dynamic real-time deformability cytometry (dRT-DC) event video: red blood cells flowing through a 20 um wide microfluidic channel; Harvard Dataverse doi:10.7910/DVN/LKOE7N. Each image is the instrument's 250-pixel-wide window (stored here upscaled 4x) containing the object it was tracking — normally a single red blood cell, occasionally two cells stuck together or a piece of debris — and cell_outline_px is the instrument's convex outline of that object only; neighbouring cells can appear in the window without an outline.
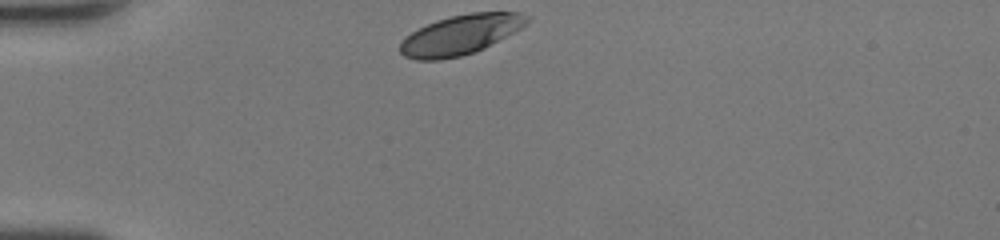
{"species": "human", "species_latin": "Homo sapiens", "temperature_condition": "room temperature", "stored_images_in_passage": 27, "camera_frame_rate_fps": 3000, "um_per_image_px": 0.085, "donor": {"sex": "female"}, "frame": {"image": 1, "passage_image": 1, "time_ms": 0.0, "image_size_px": [1000, 240], "cell_outline_px": [[528, 20], [520, 28], [484, 48], [460, 56], [440, 60], [416, 60], [404, 56], [400, 52], [400, 40], [404, 36], [436, 20], [452, 16], [472, 12], [520, 12], [528, 16]], "centroid_in_image_um": [39.09, 2.96], "position_along_channel_um": 45.9, "area_um2": 29.02}}
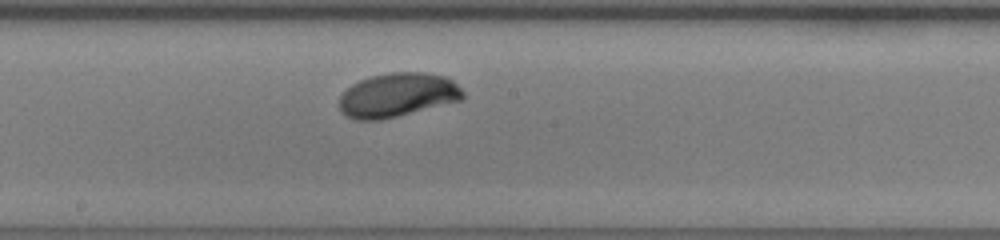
{"frame": {"image": 2, "passage_image": 15, "time_ms": 4.667, "image_size_px": [1000, 240], "cell_outline_px": [[464, 100], [380, 120], [356, 120], [340, 112], [340, 96], [352, 84], [360, 80], [372, 76], [392, 72], [424, 72], [448, 76], [464, 92]], "centroid_in_image_um": [33.82, 8.07], "position_along_channel_um": 214.4, "area_um2": 31.79}}
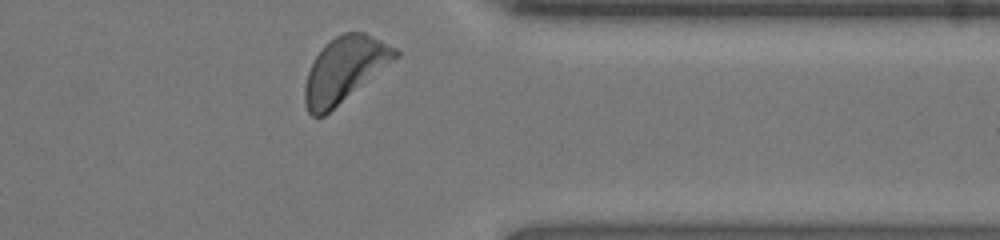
{"frame": {"image": 3, "passage_image": 27, "time_ms": 8.667, "image_size_px": [1000, 240], "cell_outline_px": [[400, 56], [324, 116], [312, 116], [308, 112], [304, 100], [304, 88], [308, 72], [316, 56], [324, 44], [328, 40], [344, 32], [364, 32], [396, 48], [400, 52]], "centroid_in_image_um": [29.28, 5.9], "position_along_channel_um": 382.1, "area_um2": 34.04}, "authors_computed_cell_mechanics": {"area_um2": 31.2698, "velocity_mm_per_s": 4.3229, "shape_relaxation_time_tau1_ms": 3.0718, "shape_relaxation_time_tau2_ms": null, "deformation_change_tau1": 0.1528, "deformation_change_tau2": null}}